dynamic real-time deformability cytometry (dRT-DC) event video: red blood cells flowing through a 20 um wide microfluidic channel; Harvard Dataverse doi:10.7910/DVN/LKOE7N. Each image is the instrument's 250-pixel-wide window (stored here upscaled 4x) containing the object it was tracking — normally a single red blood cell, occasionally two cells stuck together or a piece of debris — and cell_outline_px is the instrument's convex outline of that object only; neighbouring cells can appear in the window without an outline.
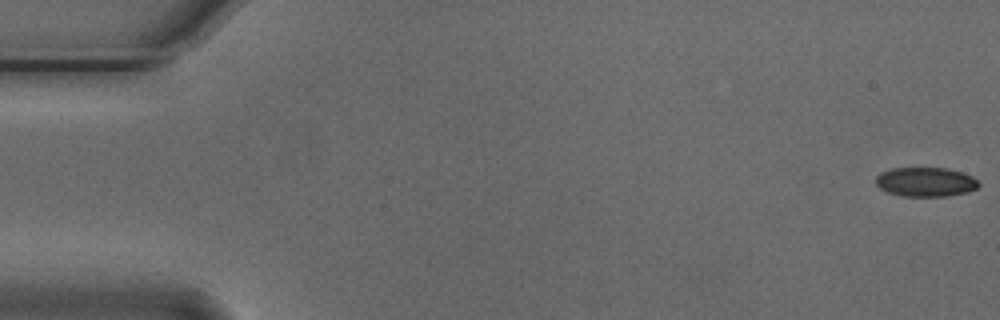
{"species": "Egyptian fruit bat (a non-hibernating species)", "species_latin": "Rousettus aegyptiacus", "temperature_condition": "cold", "stored_images_in_passage": 10, "camera_frame_rate_fps": 3000, "um_per_image_px": 0.085, "animal": {"sex": "male"}, "frame": {"image": 1, "passage_image": 1, "time_ms": 0.0, "image_size_px": [1000, 320], "cell_outline_px": [[980, 184], [976, 188], [968, 192], [948, 196], [904, 196], [888, 192], [880, 188], [876, 184], [876, 176], [880, 172], [892, 168], [948, 168], [972, 176]], "centroid_in_image_um": [78.67, 15.46], "position_along_channel_um": 6.3, "area_um2": 17.51}}